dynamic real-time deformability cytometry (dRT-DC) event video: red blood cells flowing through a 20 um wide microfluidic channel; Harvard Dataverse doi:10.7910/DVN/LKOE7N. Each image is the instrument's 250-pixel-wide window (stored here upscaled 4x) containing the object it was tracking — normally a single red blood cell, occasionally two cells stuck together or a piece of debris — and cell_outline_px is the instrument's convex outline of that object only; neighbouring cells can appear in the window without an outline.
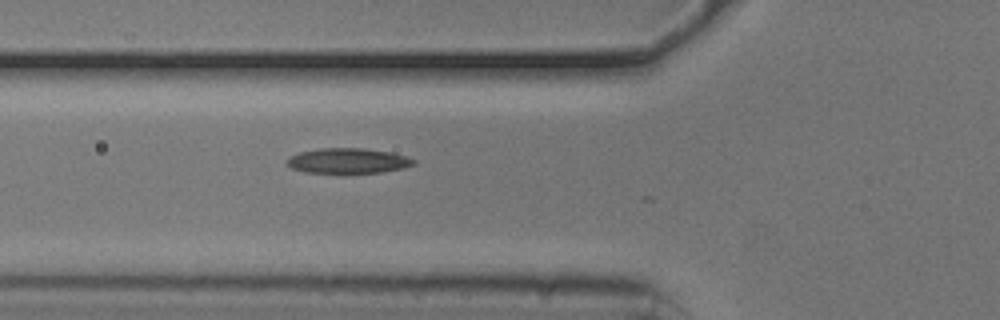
{"species": "common noctule bat (a hibernating species)", "species_latin": "Nyctalus noctula", "temperature_condition": "cold", "stored_images_in_passage": 13, "camera_frame_rate_fps": 3000, "um_per_image_px": 0.085, "animal": {"sex": "male", "body_mass_g": 20.5, "forearm_length_mm": 52.5}, "frame": {"image": 1, "passage_image": 3, "time_ms": 0.667, "image_size_px": [1000, 320], "cell_outline_px": [[416, 164], [404, 168], [384, 172], [344, 176], [308, 172], [292, 168], [288, 164], [288, 156], [300, 152], [320, 148], [364, 148], [392, 152], [408, 156], [416, 160]], "centroid_in_image_um": [29.64, 13.71], "position_along_channel_um": 96.2, "area_um2": 19.59}}
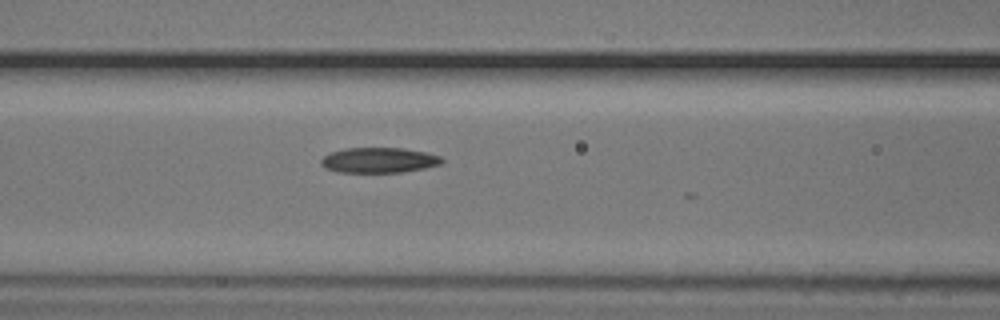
{"frame": {"image": 2, "passage_image": 6, "time_ms": 1.667, "image_size_px": [1000, 320], "cell_outline_px": [[444, 160], [440, 164], [424, 168], [400, 172], [336, 172], [324, 168], [320, 164], [320, 160], [324, 156], [332, 152], [344, 148], [404, 148], [424, 152], [440, 156]], "centroid_in_image_um": [32.17, 13.61], "position_along_channel_um": 134.4, "area_um2": 17.74}}